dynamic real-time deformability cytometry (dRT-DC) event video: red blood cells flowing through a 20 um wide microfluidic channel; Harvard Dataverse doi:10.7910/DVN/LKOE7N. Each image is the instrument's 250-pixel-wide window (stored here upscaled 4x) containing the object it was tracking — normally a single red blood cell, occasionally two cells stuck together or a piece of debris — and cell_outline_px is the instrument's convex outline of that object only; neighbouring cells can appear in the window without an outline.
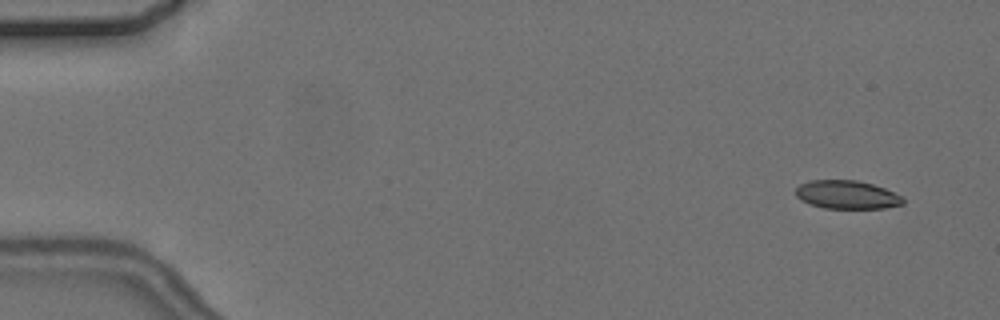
{"species": "common noctule bat (a hibernating species)", "species_latin": "Nyctalus noctula", "temperature_condition": "cold", "stored_images_in_passage": 6, "camera_frame_rate_fps": 3000, "um_per_image_px": 0.085, "animal": {"sex": "female", "body_mass_g": 24.6, "forearm_length_mm": 56.2}, "frame": {"image": 1, "passage_image": 1, "time_ms": 0.0, "image_size_px": [1000, 320], "cell_outline_px": [[904, 204], [884, 208], [824, 208], [808, 204], [800, 200], [796, 196], [796, 188], [800, 184], [812, 180], [856, 180], [872, 184], [884, 188], [900, 196], [904, 200]], "centroid_in_image_um": [71.95, 16.55], "position_along_channel_um": 13.0, "area_um2": 17.69}}
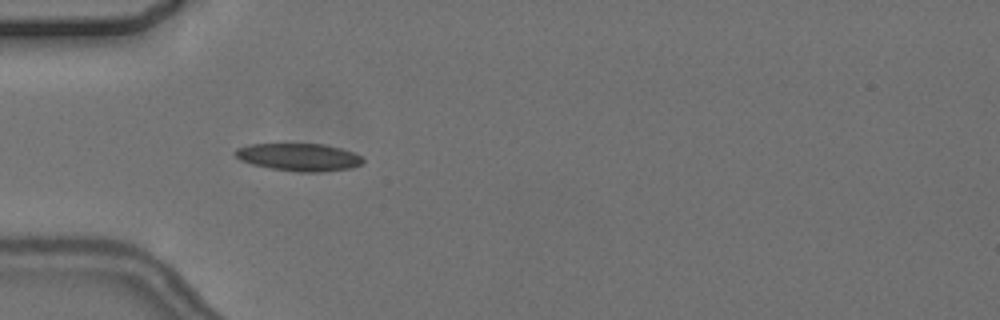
{"frame": {"image": 2, "passage_image": 5, "time_ms": 4.667, "image_size_px": [1000, 320], "cell_outline_px": [[364, 160], [360, 164], [348, 168], [320, 172], [300, 172], [272, 168], [252, 164], [240, 160], [232, 152], [236, 148], [252, 144], [324, 144], [340, 148], [352, 152], [360, 156]], "centroid_in_image_um": [25.37, 13.35], "position_along_channel_um": 59.6, "area_um2": 20.29}}
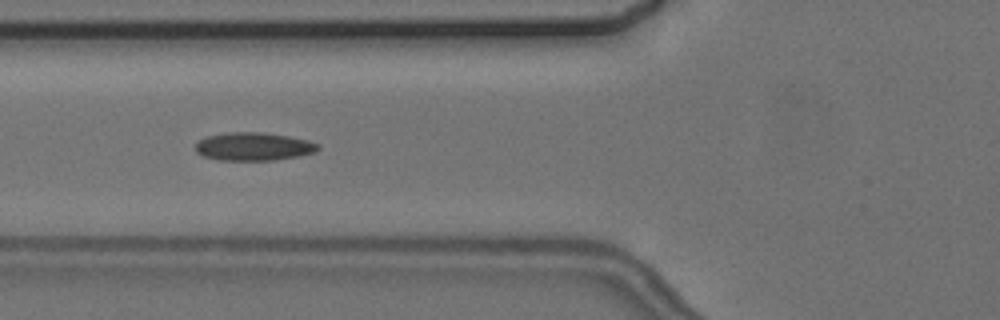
{"frame": {"image": 3, "passage_image": 6, "time_ms": 6.0, "image_size_px": [1000, 320], "cell_outline_px": [[320, 148], [316, 152], [276, 160], [216, 160], [204, 156], [196, 152], [196, 144], [200, 140], [208, 136], [228, 132], [264, 132], [288, 136], [308, 140], [320, 144]], "centroid_in_image_um": [21.58, 12.45], "position_along_channel_um": 104.2, "area_um2": 20.11}}